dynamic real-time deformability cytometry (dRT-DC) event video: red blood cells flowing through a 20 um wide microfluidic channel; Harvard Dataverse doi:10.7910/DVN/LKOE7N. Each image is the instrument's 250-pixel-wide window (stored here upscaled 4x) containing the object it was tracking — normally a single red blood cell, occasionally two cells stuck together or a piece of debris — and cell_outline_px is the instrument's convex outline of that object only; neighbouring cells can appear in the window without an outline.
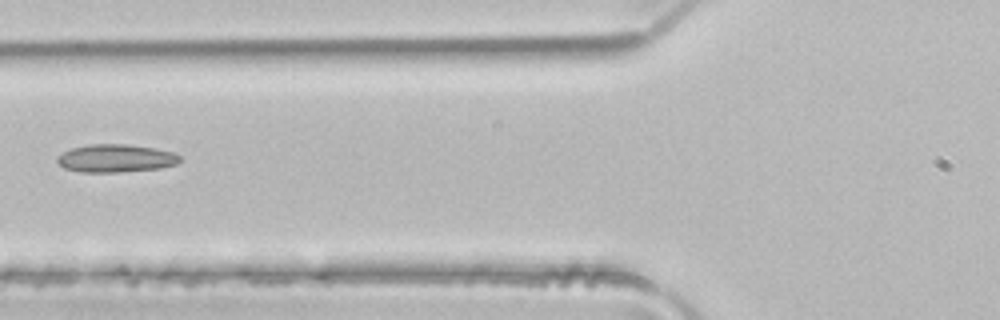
{"species": "common noctule bat (a hibernating species)", "species_latin": "Nyctalus noctula", "temperature_condition": "room temperature", "stored_images_in_passage": 3, "camera_frame_rate_fps": 3000, "um_per_image_px": 0.085, "animal": {"sex": "male", "body_mass_g": 21.5, "forearm_length_mm": 52.0}, "frame": {"image": 1, "passage_image": 3, "time_ms": 0.667, "image_size_px": [1000, 320], "cell_outline_px": [[180, 160], [176, 164], [160, 168], [116, 172], [80, 172], [64, 168], [56, 160], [56, 156], [72, 148], [88, 144], [128, 144], [152, 148], [172, 152], [180, 156]], "centroid_in_image_um": [9.8, 13.45], "position_along_channel_um": 116.0, "area_um2": 19.83}}